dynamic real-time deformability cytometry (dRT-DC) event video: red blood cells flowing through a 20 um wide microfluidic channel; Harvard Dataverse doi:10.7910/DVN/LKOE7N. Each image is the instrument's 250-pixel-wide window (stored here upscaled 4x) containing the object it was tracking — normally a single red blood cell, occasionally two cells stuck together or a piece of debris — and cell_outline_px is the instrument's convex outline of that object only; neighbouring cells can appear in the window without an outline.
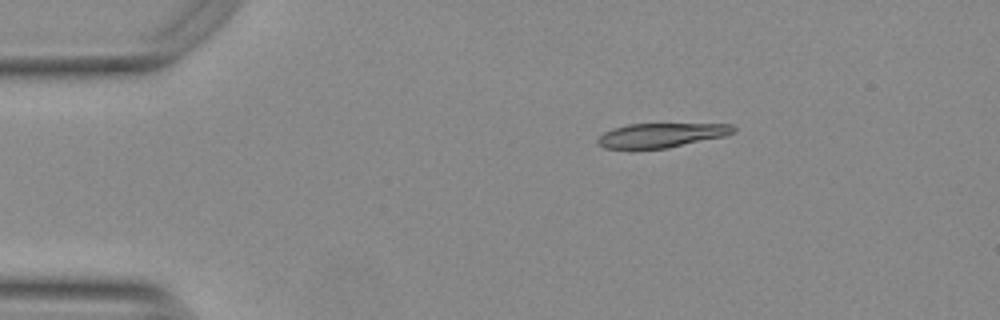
{"species": "Egyptian fruit bat (a non-hibernating species)", "species_latin": "Rousettus aegyptiacus", "temperature_condition": "warm", "stored_images_in_passage": 38, "camera_frame_rate_fps": 3000, "um_per_image_px": 0.085, "animal": {"sex": "female"}, "frame": {"image": 1, "passage_image": 1, "time_ms": 0.0, "image_size_px": [1000, 320], "cell_outline_px": [[736, 132], [724, 136], [668, 148], [604, 148], [596, 144], [596, 140], [604, 132], [612, 128], [628, 124], [732, 124], [736, 128]], "centroid_in_image_um": [56.2, 11.49], "position_along_channel_um": 28.8, "area_um2": 19.19}}
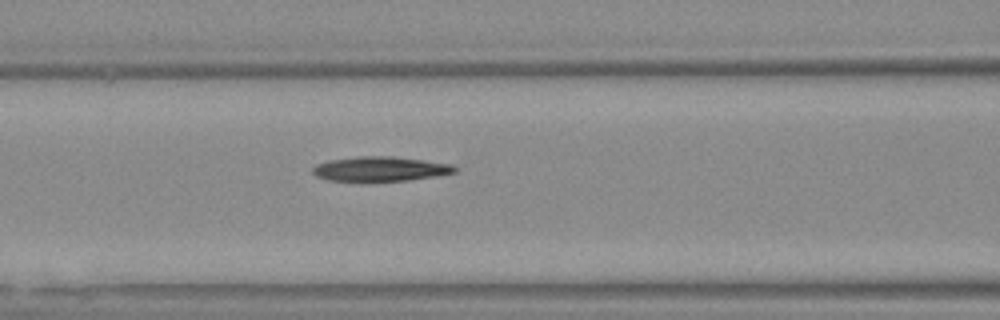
{"frame": {"image": 2, "passage_image": 14, "time_ms": 4.333, "image_size_px": [1000, 320], "cell_outline_px": [[456, 172], [436, 176], [408, 180], [328, 180], [316, 176], [312, 172], [312, 168], [316, 164], [328, 160], [356, 156], [392, 156], [452, 164], [456, 168]], "centroid_in_image_um": [32.3, 14.34], "position_along_channel_um": 134.3, "area_um2": 20.11}}
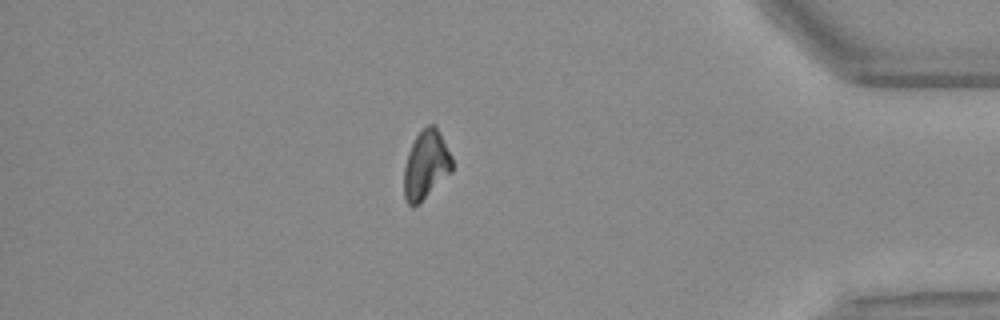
{"frame": {"image": 3, "passage_image": 38, "time_ms": 12.333, "image_size_px": [1000, 320], "cell_outline_px": [[452, 172], [412, 208], [408, 204], [404, 196], [404, 168], [408, 152], [416, 136], [428, 124], [436, 124], [452, 156]], "centroid_in_image_um": [36.21, 13.98], "position_along_channel_um": 399.0, "area_um2": 19.07}}